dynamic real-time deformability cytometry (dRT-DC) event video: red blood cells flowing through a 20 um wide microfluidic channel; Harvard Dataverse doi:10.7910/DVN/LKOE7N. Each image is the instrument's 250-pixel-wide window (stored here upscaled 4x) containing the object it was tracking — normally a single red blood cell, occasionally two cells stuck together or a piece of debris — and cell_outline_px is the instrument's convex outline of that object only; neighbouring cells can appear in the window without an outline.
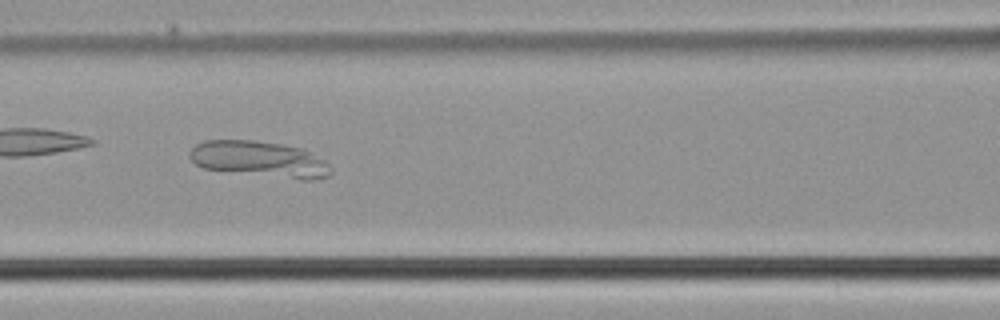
{"species": "common noctule bat (a hibernating species)", "species_latin": "Nyctalus noctula", "temperature_condition": "cold", "stored_images_in_passage": 48, "segment_of_instrument_passage": [2, 2], "camera_frame_rate_fps": 3000, "um_per_image_px": 0.085, "animal": {"sex": "male", "body_mass_g": 21.5, "forearm_length_mm": 52.0}, "frame": {"image": 1, "passage_image": 24, "time_ms": 7.667, "image_size_px": [1000, 320], "cell_outline_px": [[332, 172], [328, 176], [312, 180], [300, 180], [204, 168], [196, 164], [188, 156], [188, 152], [196, 144], [204, 140], [252, 140], [284, 144], [300, 148], [308, 152], [328, 164], [332, 168]], "centroid_in_image_um": [22.04, 13.53], "position_along_channel_um": 144.6, "area_um2": 29.42}}
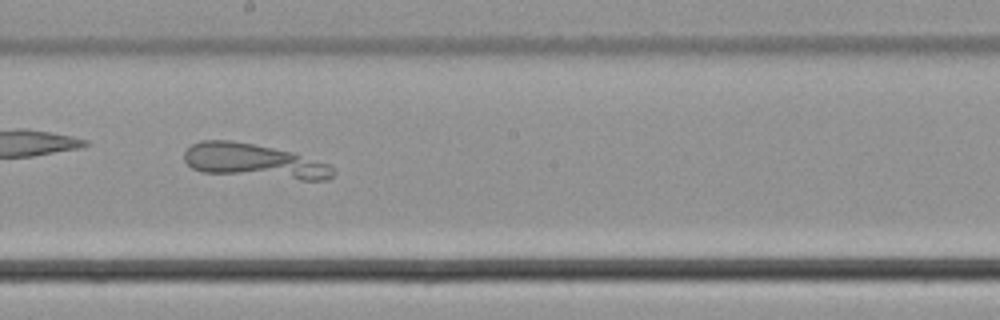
{"frame": {"image": 2, "passage_image": 30, "time_ms": 9.667, "image_size_px": [1000, 320], "cell_outline_px": [[336, 172], [328, 180], [300, 180], [204, 172], [192, 168], [184, 160], [184, 152], [192, 144], [200, 140], [232, 140], [292, 152], [328, 164]], "centroid_in_image_um": [21.58, 13.7], "position_along_channel_um": 226.6, "area_um2": 29.65}}
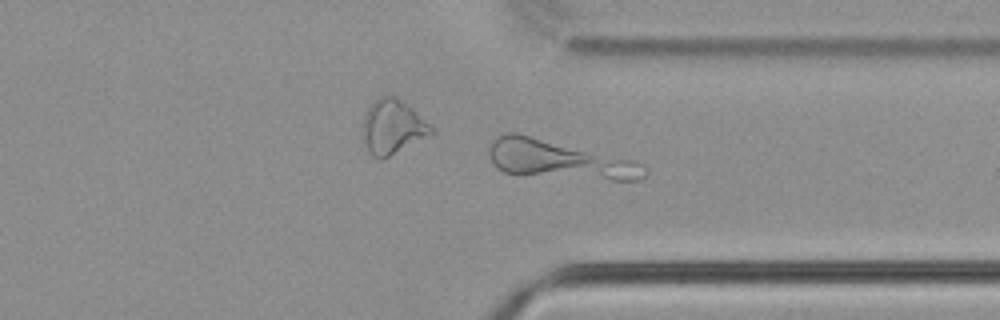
{"frame": {"image": 3, "passage_image": 40, "time_ms": 13.0, "image_size_px": [1000, 320], "cell_outline_px": [[648, 172], [640, 180], [612, 180], [504, 172], [496, 168], [488, 152], [488, 148], [492, 140], [496, 136], [504, 132], [516, 132], [632, 160], [640, 164]], "centroid_in_image_um": [47.46, 13.54], "position_along_channel_um": 363.9, "area_um2": 34.22}}